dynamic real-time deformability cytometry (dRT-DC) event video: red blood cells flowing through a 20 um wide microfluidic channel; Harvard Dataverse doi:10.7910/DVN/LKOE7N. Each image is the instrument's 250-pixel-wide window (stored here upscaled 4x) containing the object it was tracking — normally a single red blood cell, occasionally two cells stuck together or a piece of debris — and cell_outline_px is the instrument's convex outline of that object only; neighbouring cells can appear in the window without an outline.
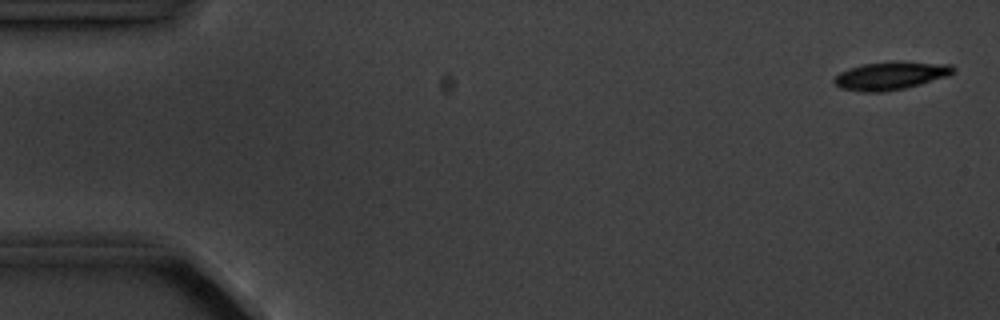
{"species": "common noctule bat (a hibernating species)", "species_latin": "Nyctalus noctula", "temperature_condition": "cold", "stored_images_in_passage": 5, "camera_frame_rate_fps": 3000, "um_per_image_px": 0.085, "animal": {"sex": "male", "body_mass_g": 20.1, "forearm_length_mm": 53.5}, "frame": {"image": 1, "passage_image": 1, "time_ms": 0.0, "image_size_px": [1000, 320], "cell_outline_px": [[956, 72], [948, 76], [920, 84], [904, 88], [884, 92], [864, 92], [840, 88], [832, 80], [840, 72], [848, 68], [864, 64], [952, 64], [956, 68]], "centroid_in_image_um": [75.68, 6.49], "position_along_channel_um": 9.3, "area_um2": 18.5}}